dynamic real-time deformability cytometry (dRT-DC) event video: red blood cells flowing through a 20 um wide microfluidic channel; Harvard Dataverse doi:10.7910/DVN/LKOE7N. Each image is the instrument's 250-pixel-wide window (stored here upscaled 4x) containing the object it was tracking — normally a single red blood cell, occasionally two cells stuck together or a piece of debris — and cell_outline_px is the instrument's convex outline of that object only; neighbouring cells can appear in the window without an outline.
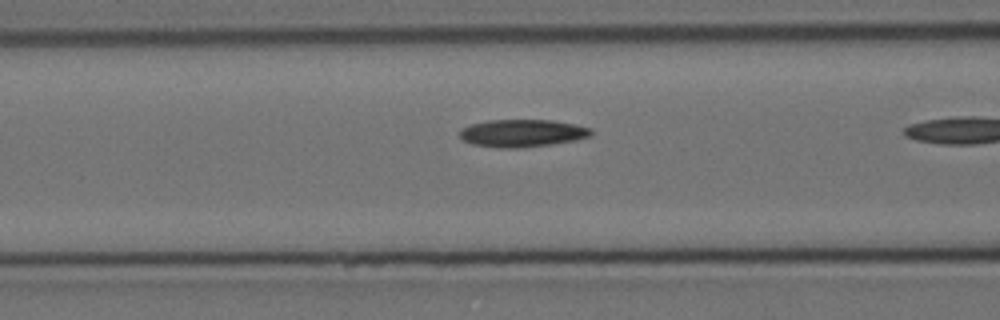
{"species": "Egyptian fruit bat (a non-hibernating species)", "species_latin": "Rousettus aegyptiacus", "temperature_condition": "cold", "stored_images_in_passage": 21, "camera_frame_rate_fps": 3000, "um_per_image_px": 0.085, "animal": {"sex": "female"}, "frame": {"image": 1, "passage_image": 20, "time_ms": 6.333, "image_size_px": [1000, 320], "cell_outline_px": [[592, 132], [588, 136], [576, 140], [552, 144], [520, 148], [500, 148], [472, 144], [464, 140], [460, 136], [460, 128], [472, 124], [488, 120], [552, 120], [576, 124], [592, 128]], "centroid_in_image_um": [44.39, 11.31], "position_along_channel_um": 122.2, "area_um2": 21.1}}